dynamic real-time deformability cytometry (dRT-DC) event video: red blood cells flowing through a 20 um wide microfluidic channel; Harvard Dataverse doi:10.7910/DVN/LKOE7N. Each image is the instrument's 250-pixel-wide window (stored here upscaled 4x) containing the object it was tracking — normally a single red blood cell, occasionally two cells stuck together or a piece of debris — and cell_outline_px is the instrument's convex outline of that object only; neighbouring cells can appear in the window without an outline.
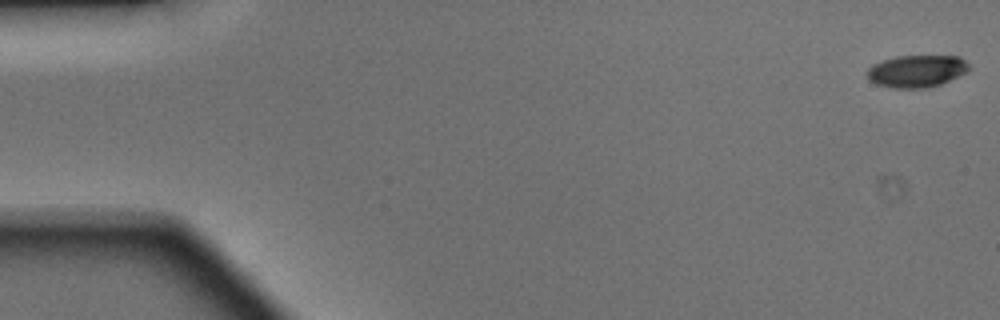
{"species": "Egyptian fruit bat (a non-hibernating species)", "species_latin": "Rousettus aegyptiacus", "temperature_condition": "warm", "stored_images_in_passage": 49, "camera_frame_rate_fps": 3000, "um_per_image_px": 0.085, "animal": {"sex": "male"}, "frame": {"image": 1, "passage_image": 1, "time_ms": 0.0, "image_size_px": [1000, 320], "cell_outline_px": [[968, 68], [964, 72], [940, 84], [924, 88], [892, 88], [876, 84], [868, 80], [868, 68], [872, 64], [896, 56], [960, 56], [968, 64]], "centroid_in_image_um": [77.86, 6.04], "position_along_channel_um": 7.1, "area_um2": 18.84}}
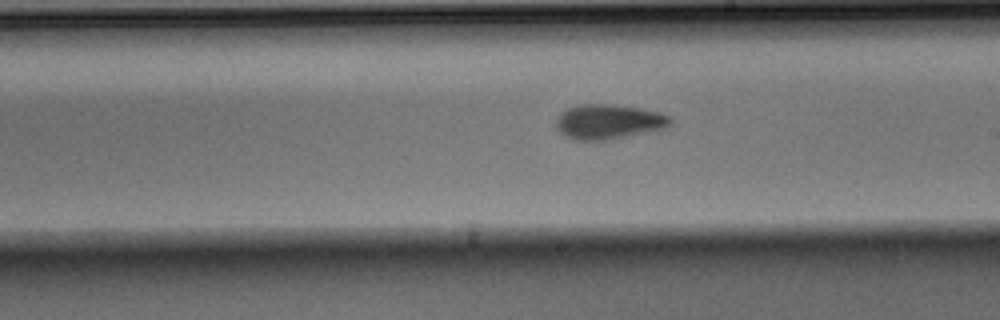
{"frame": {"image": 2, "passage_image": 28, "time_ms": 9.0, "image_size_px": [1000, 320], "cell_outline_px": [[672, 124], [664, 128], [648, 132], [608, 140], [572, 140], [560, 132], [556, 128], [556, 116], [560, 112], [568, 108], [580, 104], [616, 104], [640, 108], [660, 112], [668, 116], [672, 120]], "centroid_in_image_um": [51.71, 10.34], "position_along_channel_um": 237.3, "area_um2": 23.41}}
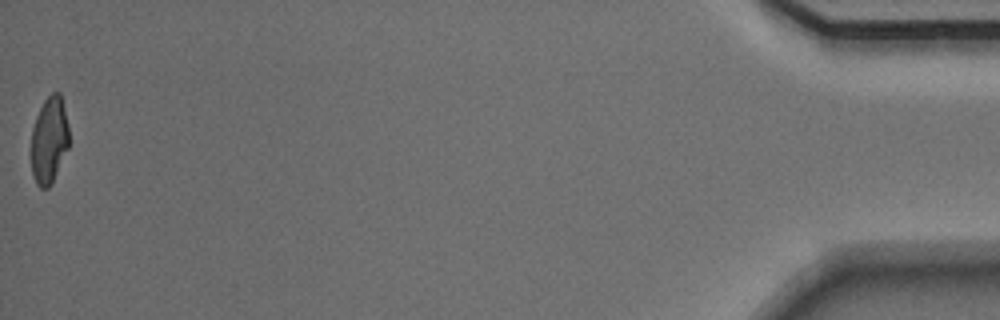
{"frame": {"image": 3, "passage_image": 49, "time_ms": 16.0, "image_size_px": [1000, 320], "cell_outline_px": [[68, 148], [52, 184], [48, 188], [40, 188], [36, 184], [32, 176], [32, 128], [36, 116], [44, 100], [52, 92], [60, 92], [68, 124]], "centroid_in_image_um": [4.18, 11.93], "position_along_channel_um": 431.0, "area_um2": 19.13}, "authors_computed_cell_mechanics": {"area_um2": 21.4438, "velocity_mm_per_s": 4.1544, "shape_relaxation_time_tau1_ms": 4.7071, "shape_relaxation_time_tau2_ms": 3.8447, "deformation_change_tau1": 0.1645, "deformation_change_tau2": 0.0992}}